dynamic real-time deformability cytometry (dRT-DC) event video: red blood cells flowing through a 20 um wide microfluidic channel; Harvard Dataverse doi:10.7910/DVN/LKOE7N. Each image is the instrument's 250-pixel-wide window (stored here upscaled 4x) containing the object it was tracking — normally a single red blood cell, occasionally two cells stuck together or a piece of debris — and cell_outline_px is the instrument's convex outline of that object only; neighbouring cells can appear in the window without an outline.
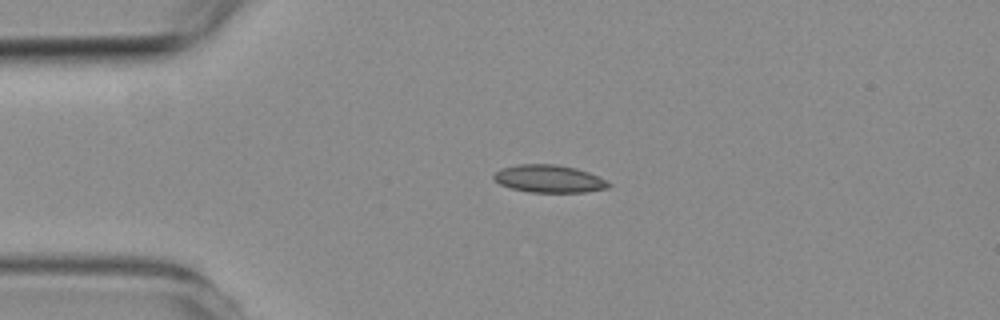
{"species": "common noctule bat (a hibernating species)", "species_latin": "Nyctalus noctula", "temperature_condition": "room temperature", "stored_images_in_passage": 5, "camera_frame_rate_fps": 3000, "um_per_image_px": 0.085, "animal": {"sex": "female", "body_mass_g": 19.3, "forearm_length_mm": 54.1}, "frame": {"image": 1, "passage_image": 3, "time_ms": 2.0, "image_size_px": [1000, 320], "cell_outline_px": [[612, 188], [584, 192], [528, 192], [512, 188], [500, 184], [492, 176], [500, 168], [520, 164], [556, 164], [576, 168], [588, 172], [612, 184]], "centroid_in_image_um": [46.68, 15.2], "position_along_channel_um": 38.3, "area_um2": 18.44}}
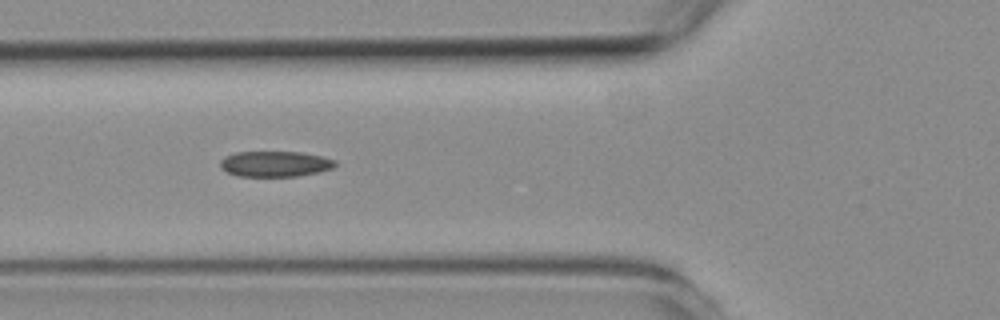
{"frame": {"image": 2, "passage_image": 5, "time_ms": 4.333, "image_size_px": [1000, 320], "cell_outline_px": [[336, 164], [332, 168], [320, 172], [296, 176], [236, 176], [220, 168], [220, 160], [224, 156], [236, 152], [300, 152], [320, 156], [336, 160]], "centroid_in_image_um": [23.35, 13.93], "position_along_channel_um": 102.4, "area_um2": 17.17}}